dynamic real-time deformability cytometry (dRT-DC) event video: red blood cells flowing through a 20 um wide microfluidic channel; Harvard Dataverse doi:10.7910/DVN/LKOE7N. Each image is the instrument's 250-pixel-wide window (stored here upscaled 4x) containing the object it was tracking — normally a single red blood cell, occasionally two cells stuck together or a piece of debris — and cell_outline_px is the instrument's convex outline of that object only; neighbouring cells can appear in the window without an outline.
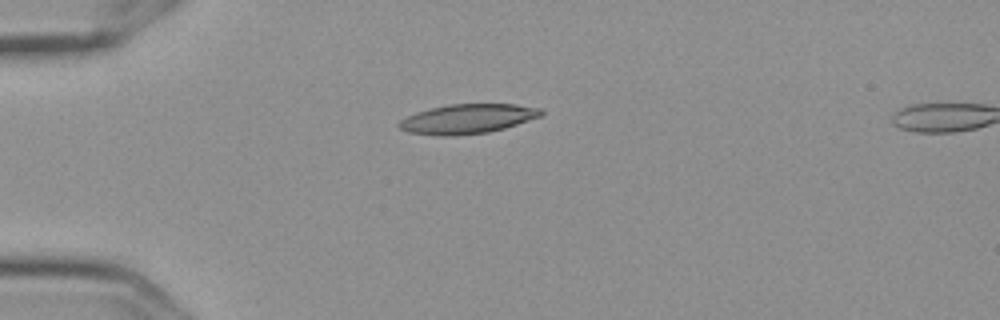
{"species": "Egyptian fruit bat (a non-hibernating species)", "species_latin": "Rousettus aegyptiacus", "temperature_condition": "cold", "stored_images_in_passage": 4, "camera_frame_rate_fps": 3000, "um_per_image_px": 0.085, "frame": {"image": 1, "passage_image": 2, "time_ms": 0.333, "image_size_px": [1000, 320], "cell_outline_px": [[544, 112], [540, 116], [504, 128], [488, 132], [452, 136], [440, 136], [408, 132], [400, 128], [396, 124], [400, 120], [416, 112], [448, 104], [516, 104], [540, 108]], "centroid_in_image_um": [39.71, 10.1], "position_along_channel_um": 45.3, "area_um2": 24.28}}
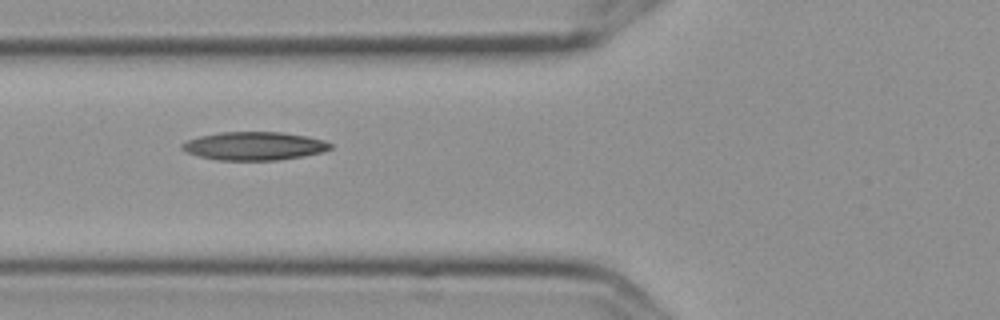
{"frame": {"image": 2, "passage_image": 4, "time_ms": 1.0, "image_size_px": [1000, 320], "cell_outline_px": [[332, 148], [320, 152], [304, 156], [276, 160], [220, 160], [196, 156], [184, 152], [180, 148], [180, 144], [188, 140], [200, 136], [220, 132], [284, 132], [308, 136], [324, 140], [332, 144]], "centroid_in_image_um": [21.58, 12.4], "position_along_channel_um": 104.2, "area_um2": 24.62}}